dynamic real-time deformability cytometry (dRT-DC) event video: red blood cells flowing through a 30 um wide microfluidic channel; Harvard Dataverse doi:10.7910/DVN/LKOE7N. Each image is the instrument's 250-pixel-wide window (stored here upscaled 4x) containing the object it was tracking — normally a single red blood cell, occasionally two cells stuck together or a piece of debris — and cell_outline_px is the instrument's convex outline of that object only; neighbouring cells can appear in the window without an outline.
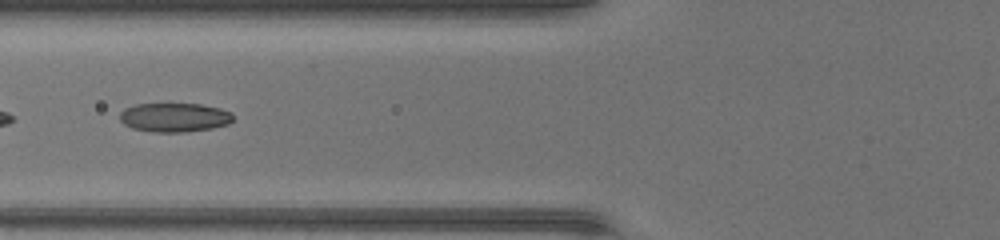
{"species": "common noctule bat (a hibernating species)", "species_latin": "Nyctalus noctula", "temperature_condition": "warm", "stored_images_in_passage": 23, "segment_of_instrument_passage": [2, 2], "camera_frame_rate_fps": 3000, "um_per_image_px": 0.085, "animal": {"sex": "female", "body_mass_g": 17.0, "forearm_length_mm": 48.0}, "frame": {"image": 1, "passage_image": 20, "time_ms": 6.333, "image_size_px": [1000, 240], "cell_outline_px": [[232, 120], [228, 124], [212, 128], [184, 132], [152, 132], [132, 128], [124, 124], [120, 120], [120, 112], [124, 108], [136, 104], [200, 104], [220, 108], [232, 112]], "centroid_in_image_um": [14.81, 9.98], "position_along_channel_um": 111.0, "area_um2": 19.19}}